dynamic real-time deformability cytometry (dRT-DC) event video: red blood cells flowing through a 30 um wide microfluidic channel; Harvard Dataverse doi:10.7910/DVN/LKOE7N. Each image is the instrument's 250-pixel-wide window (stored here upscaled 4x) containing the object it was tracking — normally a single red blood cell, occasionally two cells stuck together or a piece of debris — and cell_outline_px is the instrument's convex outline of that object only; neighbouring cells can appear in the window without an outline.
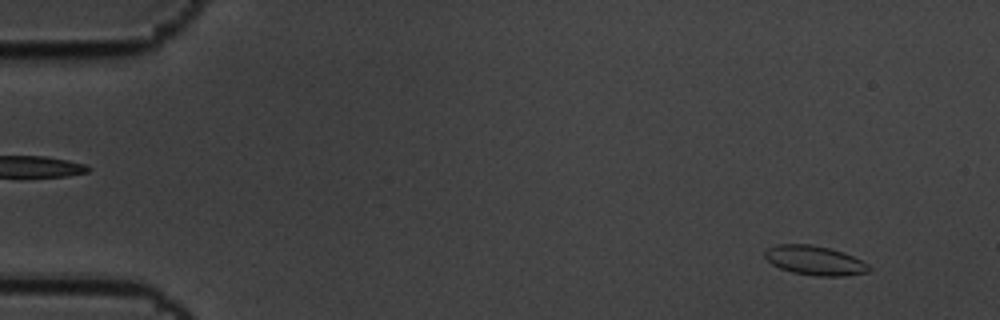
{"species": "common noctule bat (a hibernating species)", "species_latin": "Nyctalus noctula", "temperature_condition": "cold", "stored_images_in_passage": 5, "camera_frame_rate_fps": 3000, "um_per_image_px": 0.085, "animal": {"sex": "male", "body_mass_g": 19.5, "forearm_length_mm": 54.6}, "frame": {"image": 1, "passage_image": 1, "time_ms": 0.0, "image_size_px": [1000, 320], "cell_outline_px": [[872, 268], [868, 272], [844, 276], [816, 276], [792, 272], [780, 268], [772, 264], [764, 256], [764, 252], [768, 248], [776, 244], [812, 244], [844, 252], [868, 264]], "centroid_in_image_um": [69.25, 22.14], "position_along_channel_um": 15.7, "area_um2": 17.8}}
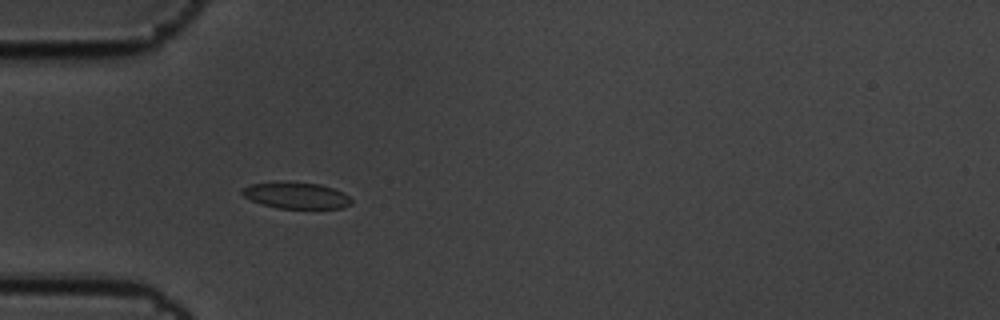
{"frame": {"image": 2, "passage_image": 4, "time_ms": 1.0, "image_size_px": [1000, 320], "cell_outline_px": [[352, 204], [340, 208], [276, 208], [260, 204], [244, 196], [240, 192], [240, 188], [252, 184], [320, 184], [344, 192], [352, 200]], "centroid_in_image_um": [25.2, 16.65], "position_along_channel_um": 59.8, "area_um2": 16.13}}
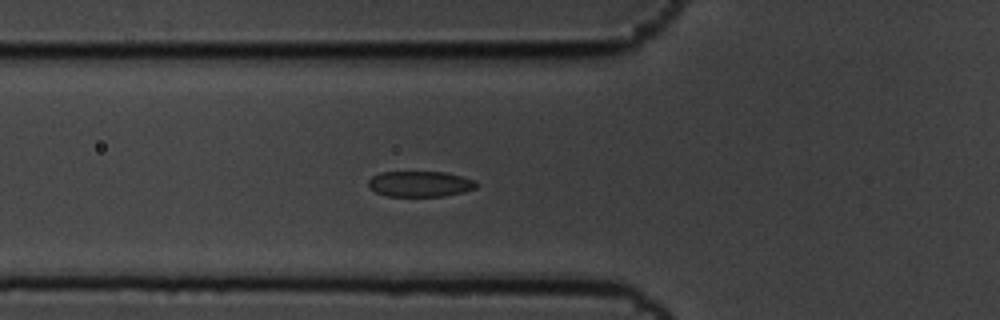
{"frame": {"image": 3, "passage_image": 5, "time_ms": 1.333, "image_size_px": [1000, 320], "cell_outline_px": [[480, 184], [476, 188], [464, 192], [444, 196], [388, 196], [376, 192], [368, 188], [368, 180], [372, 176], [380, 172], [444, 172], [476, 180]], "centroid_in_image_um": [35.71, 15.63], "position_along_channel_um": 90.1, "area_um2": 16.3}}